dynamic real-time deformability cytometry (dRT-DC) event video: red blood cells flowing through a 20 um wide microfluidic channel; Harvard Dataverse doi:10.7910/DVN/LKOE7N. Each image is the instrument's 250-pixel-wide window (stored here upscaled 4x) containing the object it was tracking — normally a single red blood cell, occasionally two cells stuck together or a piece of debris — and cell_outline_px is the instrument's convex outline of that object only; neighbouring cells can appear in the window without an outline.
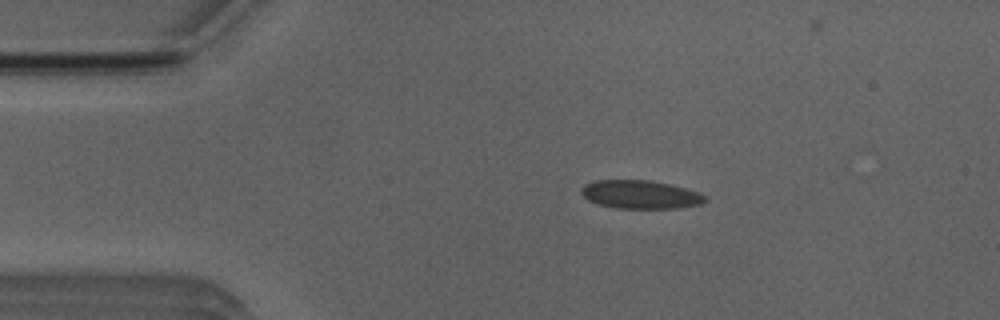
{"species": "Egyptian fruit bat (a non-hibernating species)", "species_latin": "Rousettus aegyptiacus", "temperature_condition": "room temperature", "stored_images_in_passage": 4, "camera_frame_rate_fps": 3000, "um_per_image_px": 0.085, "animal": {"sex": "male"}, "frame": {"image": 1, "passage_image": 2, "time_ms": 1.0, "image_size_px": [1000, 320], "cell_outline_px": [[708, 200], [700, 204], [676, 208], [616, 208], [600, 204], [588, 200], [580, 192], [580, 188], [584, 184], [596, 180], [648, 180], [668, 184], [684, 188], [696, 192], [704, 196]], "centroid_in_image_um": [54.38, 16.53], "position_along_channel_um": 30.6, "area_um2": 20.23}}
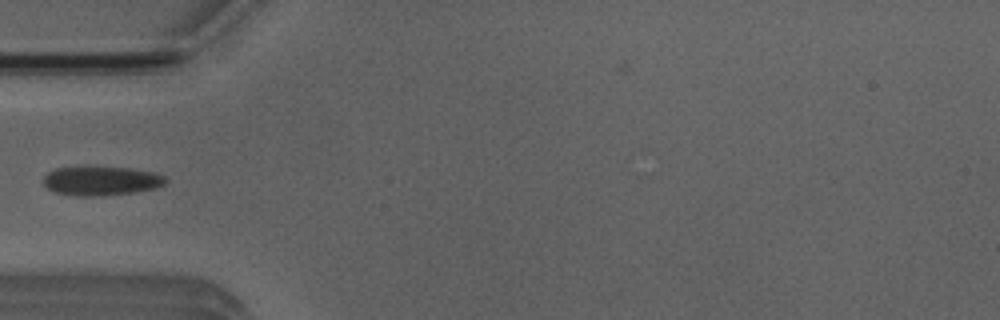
{"frame": {"image": 2, "passage_image": 4, "time_ms": 3.333, "image_size_px": [1000, 320], "cell_outline_px": [[168, 180], [164, 184], [156, 188], [136, 192], [104, 196], [76, 196], [56, 192], [48, 188], [44, 184], [44, 176], [48, 172], [56, 168], [132, 168], [152, 172], [164, 176]], "centroid_in_image_um": [8.63, 15.4], "position_along_channel_um": 76.4, "area_um2": 20.46}}